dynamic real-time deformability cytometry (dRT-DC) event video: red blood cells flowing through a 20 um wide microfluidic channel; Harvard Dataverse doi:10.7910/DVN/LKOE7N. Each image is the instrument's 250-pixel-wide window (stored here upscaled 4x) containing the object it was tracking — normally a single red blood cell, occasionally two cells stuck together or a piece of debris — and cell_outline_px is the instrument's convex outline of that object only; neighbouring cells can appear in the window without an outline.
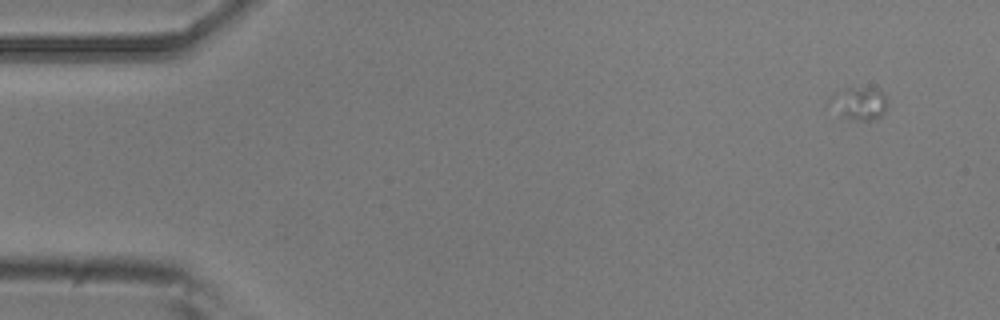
{"species": "common noctule bat (a hibernating species)", "species_latin": "Nyctalus noctula", "temperature_condition": "room temperature", "stored_images_in_passage": 5, "camera_frame_rate_fps": 3000, "um_per_image_px": 0.085, "animal": {"sex": "male", "body_mass_g": 20.5, "forearm_length_mm": 52.5}, "frame": {"image": 1, "passage_image": 2, "time_ms": 0.333, "image_size_px": [1000, 320], "cell_outline_px": [[888, 104], [884, 112], [876, 120], [852, 120], [844, 116], [832, 96], [836, 92], [844, 88], [880, 88]], "centroid_in_image_um": [73.19, 8.77], "position_along_channel_um": 11.8, "area_um2": 10.29}}